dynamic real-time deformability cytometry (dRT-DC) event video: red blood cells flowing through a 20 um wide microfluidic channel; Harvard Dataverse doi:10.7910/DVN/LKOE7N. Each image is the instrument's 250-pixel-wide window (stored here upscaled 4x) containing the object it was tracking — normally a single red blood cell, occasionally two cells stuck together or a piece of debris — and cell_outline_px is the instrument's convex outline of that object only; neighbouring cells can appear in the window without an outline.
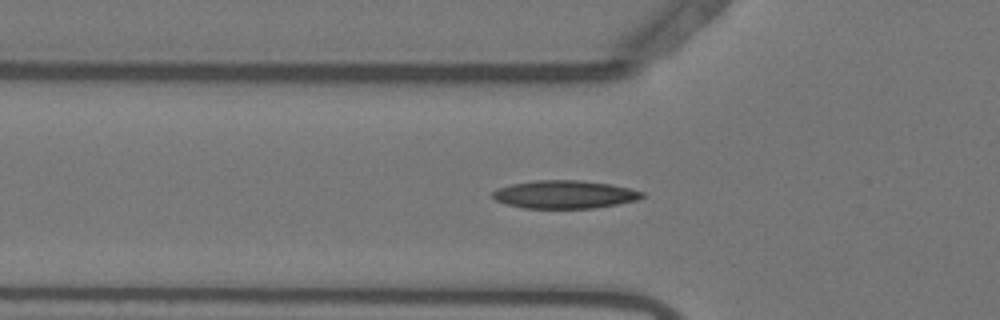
{"species": "Egyptian fruit bat (a non-hibernating species)", "species_latin": "Rousettus aegyptiacus", "temperature_condition": "warm", "stored_images_in_passage": 56, "camera_frame_rate_fps": 3000, "um_per_image_px": 0.085, "animal": {"sex": "female"}, "frame": {"image": 1, "passage_image": 19, "time_ms": 6.0, "image_size_px": [1000, 320], "cell_outline_px": [[644, 196], [636, 200], [616, 204], [592, 208], [524, 208], [508, 204], [496, 200], [492, 196], [492, 192], [496, 188], [512, 184], [532, 180], [580, 180], [612, 184], [644, 192]], "centroid_in_image_um": [47.97, 16.52], "position_along_channel_um": 77.8, "area_um2": 24.33}}
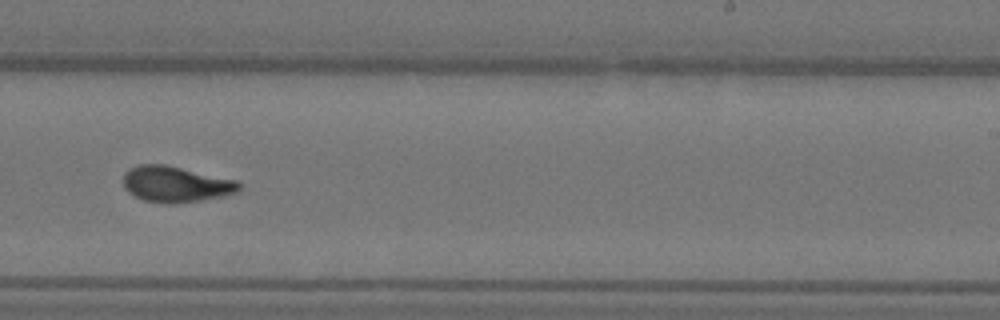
{"frame": {"image": 2, "passage_image": 35, "time_ms": 11.333, "image_size_px": [1000, 320], "cell_outline_px": [[240, 188], [236, 192], [220, 196], [200, 200], [172, 204], [168, 204], [144, 200], [128, 192], [124, 188], [124, 172], [128, 168], [140, 164], [164, 164], [240, 180]], "centroid_in_image_um": [14.93, 15.64], "position_along_channel_um": 274.1, "area_um2": 24.28}}
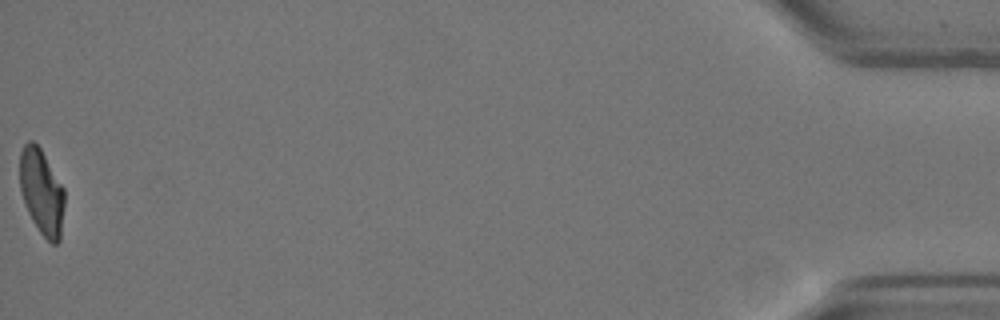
{"frame": {"image": 3, "passage_image": 56, "time_ms": 18.333, "image_size_px": [1000, 320], "cell_outline_px": [[64, 204], [60, 240], [56, 244], [52, 244], [40, 232], [32, 220], [24, 204], [20, 188], [20, 152], [24, 144], [28, 140], [32, 140], [40, 148], [64, 188]], "centroid_in_image_um": [3.53, 16.31], "position_along_channel_um": 431.7, "area_um2": 22.2}, "authors_computed_cell_mechanics": {"area_um2": 23.0911, "velocity_mm_per_s": 3.6623, "shape_relaxation_time_tau1_ms": 7.4306, "shape_relaxation_time_tau2_ms": 1.5033, "deformation_change_tau1": 0.2255, "deformation_change_tau2": 0.0766}}